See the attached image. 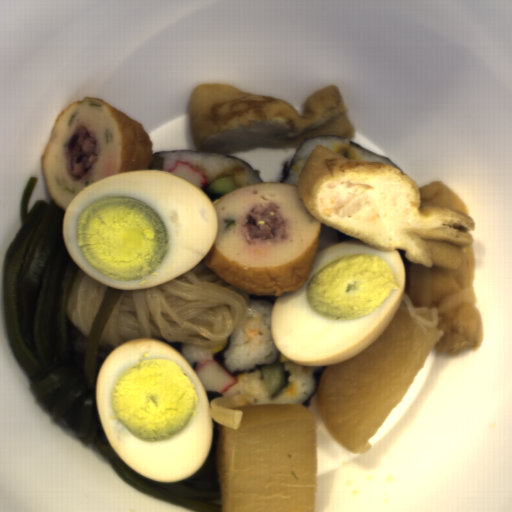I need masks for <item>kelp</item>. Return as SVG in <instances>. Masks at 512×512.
<instances>
[{
	"label": "kelp",
	"mask_w": 512,
	"mask_h": 512,
	"mask_svg": "<svg viewBox=\"0 0 512 512\" xmlns=\"http://www.w3.org/2000/svg\"><path fill=\"white\" fill-rule=\"evenodd\" d=\"M38 176H30L20 206V226L0 268L1 315L7 344L39 408L52 424L71 430L92 447L132 489L193 512H222L219 439L213 421L210 452L192 476L162 483L140 475L113 450L99 418L97 380L113 349L99 346L102 332L125 290L107 286L88 338L69 319L66 302L81 269L64 239L66 209L36 200Z\"/></svg>",
	"instance_id": "99668d17"
},
{
	"label": "kelp",
	"mask_w": 512,
	"mask_h": 512,
	"mask_svg": "<svg viewBox=\"0 0 512 512\" xmlns=\"http://www.w3.org/2000/svg\"><path fill=\"white\" fill-rule=\"evenodd\" d=\"M165 168V159L164 157L154 156L153 159L146 170H160L162 171Z\"/></svg>",
	"instance_id": "cf089659"
}]
</instances>
